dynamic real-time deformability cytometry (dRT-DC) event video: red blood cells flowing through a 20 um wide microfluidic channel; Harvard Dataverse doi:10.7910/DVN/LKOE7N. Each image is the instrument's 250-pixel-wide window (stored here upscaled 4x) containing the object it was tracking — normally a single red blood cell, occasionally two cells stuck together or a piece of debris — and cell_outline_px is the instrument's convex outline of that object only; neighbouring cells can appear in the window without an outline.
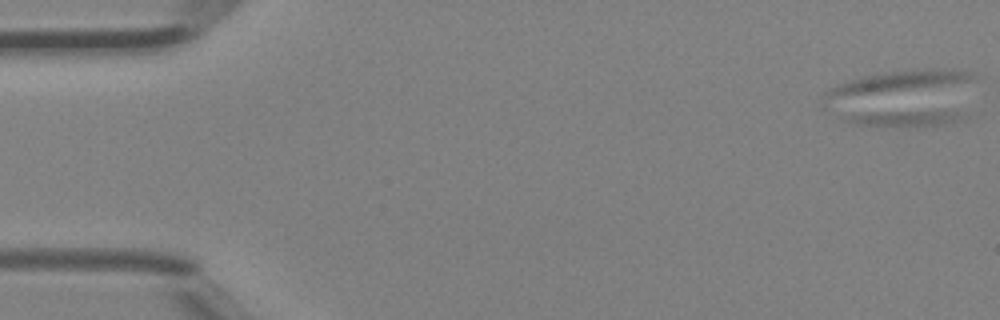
{"species": "Egyptian fruit bat (a non-hibernating species)", "species_latin": "Rousettus aegyptiacus", "temperature_condition": "room temperature", "stored_images_in_passage": 49, "segment_of_instrument_passage": [1, 2], "camera_frame_rate_fps": 3000, "um_per_image_px": 0.085, "animal": {"sex": "female"}, "frame": {"image": 1, "passage_image": 1, "time_ms": 0.0, "image_size_px": [1000, 320], "cell_outline_px": [[968, 116], [964, 120], [932, 128], [892, 128], [852, 124], [844, 120], [840, 116], [880, 112], [956, 112]], "centroid_in_image_um": [76.95, 10.15], "position_along_channel_um": 8.0, "area_um2": 11.62}}